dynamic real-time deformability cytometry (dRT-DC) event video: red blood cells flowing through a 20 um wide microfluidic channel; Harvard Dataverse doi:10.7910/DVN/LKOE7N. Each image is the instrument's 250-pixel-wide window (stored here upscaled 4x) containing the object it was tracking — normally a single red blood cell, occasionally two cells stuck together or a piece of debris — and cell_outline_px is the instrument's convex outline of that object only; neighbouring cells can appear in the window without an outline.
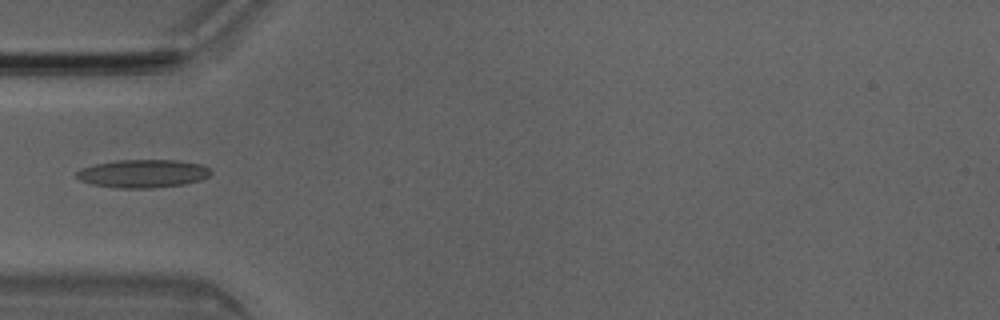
{"species": "Egyptian fruit bat (a non-hibernating species)", "species_latin": "Rousettus aegyptiacus", "temperature_condition": "room temperature", "stored_images_in_passage": 5, "camera_frame_rate_fps": 3000, "um_per_image_px": 0.085, "animal": {"sex": "male"}, "frame": {"image": 1, "passage_image": 5, "time_ms": 1.333, "image_size_px": [1000, 320], "cell_outline_px": [[212, 172], [208, 176], [200, 180], [184, 184], [152, 188], [116, 188], [92, 184], [80, 180], [76, 176], [76, 172], [80, 168], [96, 164], [116, 160], [180, 160], [204, 164]], "centroid_in_image_um": [12.16, 14.75], "position_along_channel_um": 72.8, "area_um2": 22.14}}